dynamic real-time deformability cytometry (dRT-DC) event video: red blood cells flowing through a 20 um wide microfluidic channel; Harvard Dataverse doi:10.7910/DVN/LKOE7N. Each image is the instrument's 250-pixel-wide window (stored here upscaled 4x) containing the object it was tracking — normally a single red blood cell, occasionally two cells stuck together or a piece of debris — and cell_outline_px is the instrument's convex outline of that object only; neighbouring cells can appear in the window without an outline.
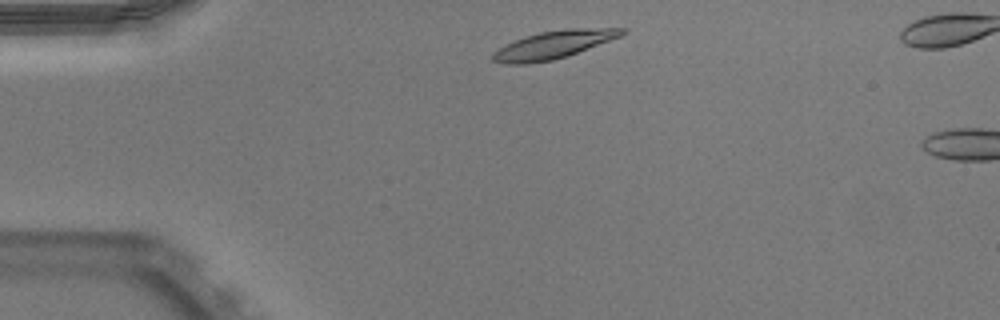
{"species": "Egyptian fruit bat (a non-hibernating species)", "species_latin": "Rousettus aegyptiacus", "temperature_condition": "warm", "stored_images_in_passage": 5, "camera_frame_rate_fps": 3000, "um_per_image_px": 0.085, "animal": {"sex": "male"}, "frame": {"image": 1, "passage_image": 3, "time_ms": 0.667, "image_size_px": [1000, 320], "cell_outline_px": [[628, 32], [620, 36], [568, 56], [552, 60], [524, 64], [508, 64], [492, 60], [492, 52], [524, 36], [540, 32], [564, 28], [628, 28]], "centroid_in_image_um": [47.08, 3.79], "position_along_channel_um": 37.9, "area_um2": 20.81}}